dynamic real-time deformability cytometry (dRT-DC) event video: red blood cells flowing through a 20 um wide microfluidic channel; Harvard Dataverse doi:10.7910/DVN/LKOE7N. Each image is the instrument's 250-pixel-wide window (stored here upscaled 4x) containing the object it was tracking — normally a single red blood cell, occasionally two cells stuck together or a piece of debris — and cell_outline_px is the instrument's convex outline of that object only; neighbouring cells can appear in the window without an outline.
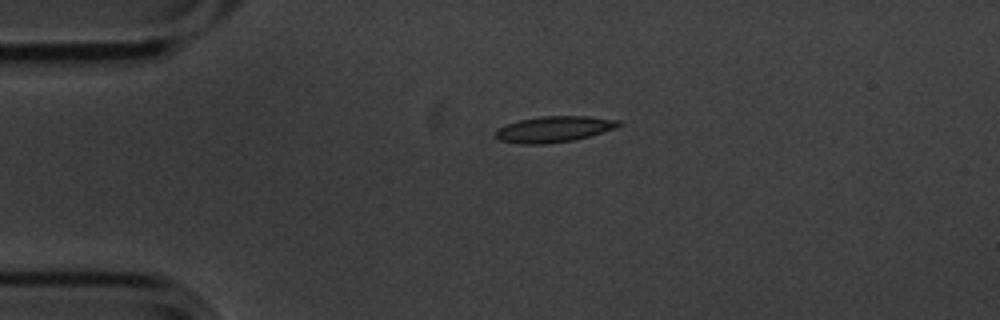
{"species": "common noctule bat (a hibernating species)", "species_latin": "Nyctalus noctula", "temperature_condition": "cold", "stored_images_in_passage": 2, "camera_frame_rate_fps": 3000, "um_per_image_px": 0.085, "animal": {"sex": "male", "body_mass_g": 20.1, "forearm_length_mm": 53.5}, "frame": {"image": 1, "passage_image": 1, "time_ms": 0.0, "image_size_px": [1000, 320], "cell_outline_px": [[624, 124], [616, 128], [588, 136], [572, 140], [544, 144], [520, 144], [500, 140], [496, 136], [496, 128], [520, 120], [540, 116], [588, 116], [620, 120]], "centroid_in_image_um": [47.11, 10.97], "position_along_channel_um": 37.9, "area_um2": 18.55}}